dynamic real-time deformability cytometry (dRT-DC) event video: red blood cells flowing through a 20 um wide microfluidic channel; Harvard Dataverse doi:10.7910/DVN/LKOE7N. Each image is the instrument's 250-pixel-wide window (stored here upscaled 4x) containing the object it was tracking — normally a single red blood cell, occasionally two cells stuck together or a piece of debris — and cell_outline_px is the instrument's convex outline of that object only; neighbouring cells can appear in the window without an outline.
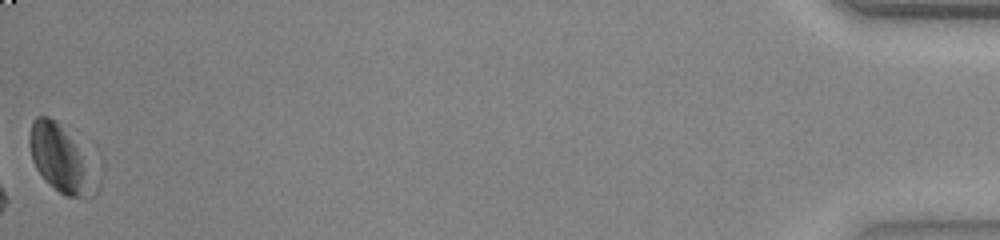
{"species": "common noctule bat (a hibernating species)", "species_latin": "Nyctalus noctula", "temperature_condition": "warm", "stored_images_in_passage": 54, "camera_frame_rate_fps": 3000, "um_per_image_px": 0.085, "animal": {"sex": "female", "body_mass_g": 23.0, "forearm_length_mm": 53.4}, "frame": {"image": 1, "passage_image": 54, "time_ms": 17.667, "image_size_px": [1000, 240], "cell_outline_px": [[104, 172], [100, 188], [92, 196], [64, 196], [44, 180], [36, 168], [32, 160], [28, 144], [28, 136], [32, 120], [36, 116], [48, 116], [56, 120], [104, 160]], "centroid_in_image_um": [5.46, 13.5], "position_along_channel_um": 429.7, "area_um2": 29.77}, "authors_computed_cell_mechanics": {"area_um2": 26.2123, "velocity_mm_per_s": 3.8249, "shape_relaxation_time_tau1_ms": 1.5233, "shape_relaxation_time_tau2_ms": 2.2008, "deformation_change_tau1": 0.0695, "deformation_change_tau2": 0.0567}}